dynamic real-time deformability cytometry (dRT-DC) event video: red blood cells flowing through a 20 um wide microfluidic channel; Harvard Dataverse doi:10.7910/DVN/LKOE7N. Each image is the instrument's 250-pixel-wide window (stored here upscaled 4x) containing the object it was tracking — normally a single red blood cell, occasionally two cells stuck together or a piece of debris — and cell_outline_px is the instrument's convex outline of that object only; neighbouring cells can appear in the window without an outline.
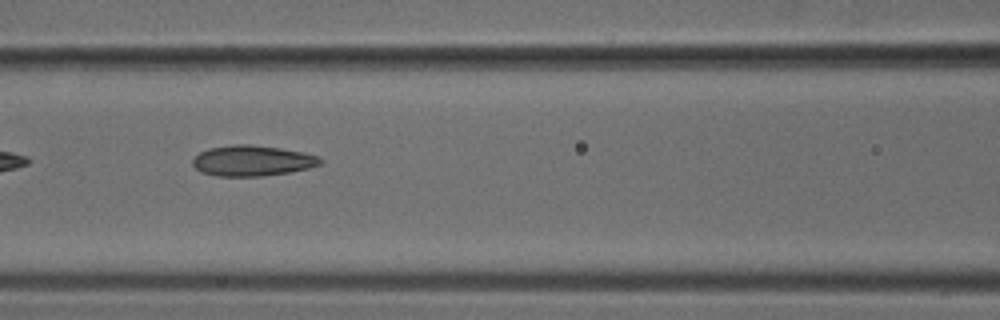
{"species": "common noctule bat (a hibernating species)", "species_latin": "Nyctalus noctula", "temperature_condition": "cold", "stored_images_in_passage": 7, "camera_frame_rate_fps": 3000, "um_per_image_px": 0.085, "animal": {"sex": "male", "body_mass_g": 18.8}, "frame": {"image": 1, "passage_image": 4, "time_ms": 1.0, "image_size_px": [1000, 320], "cell_outline_px": [[320, 164], [308, 168], [288, 172], [260, 176], [216, 176], [200, 172], [192, 164], [192, 160], [200, 152], [208, 148], [236, 144], [248, 144], [280, 148], [304, 152], [320, 156]], "centroid_in_image_um": [21.41, 13.65], "position_along_channel_um": 145.2, "area_um2": 22.66}}
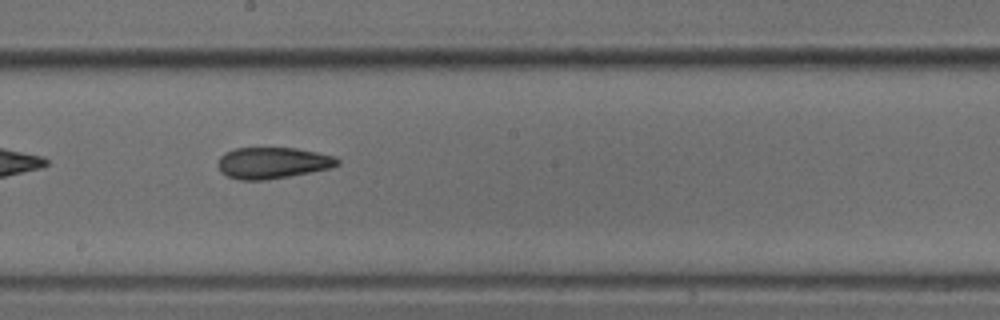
{"frame": {"image": 2, "passage_image": 6, "time_ms": 1.667, "image_size_px": [1000, 320], "cell_outline_px": [[340, 164], [332, 168], [288, 176], [264, 180], [240, 180], [228, 176], [220, 172], [216, 164], [220, 156], [224, 152], [236, 148], [296, 148], [336, 156], [340, 160]], "centroid_in_image_um": [23.16, 13.84], "position_along_channel_um": 225.0, "area_um2": 21.96}}
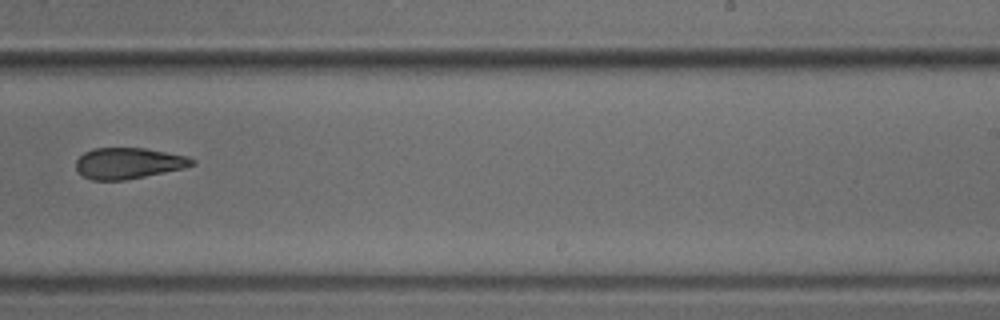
{"frame": {"image": 3, "passage_image": 7, "time_ms": 2.0, "image_size_px": [1000, 320], "cell_outline_px": [[196, 164], [184, 168], [124, 180], [92, 180], [84, 176], [76, 168], [76, 160], [84, 152], [92, 148], [144, 148], [188, 156], [196, 160]], "centroid_in_image_um": [10.93, 13.86], "position_along_channel_um": 278.1, "area_um2": 20.92}}